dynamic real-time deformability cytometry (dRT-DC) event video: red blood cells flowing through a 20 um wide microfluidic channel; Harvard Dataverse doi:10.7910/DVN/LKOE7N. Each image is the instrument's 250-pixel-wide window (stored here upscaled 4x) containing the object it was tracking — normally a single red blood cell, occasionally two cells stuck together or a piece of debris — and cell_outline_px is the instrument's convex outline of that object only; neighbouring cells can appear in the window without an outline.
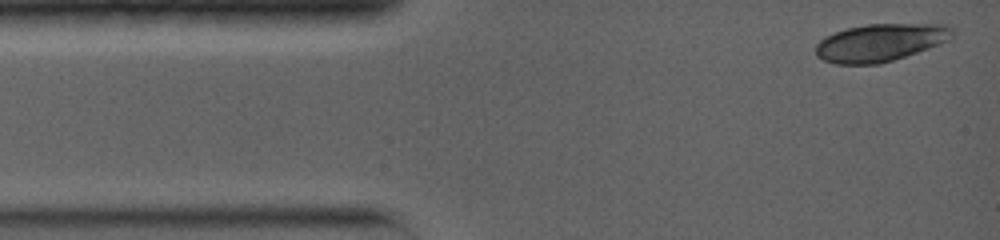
{"species": "common noctule bat (a hibernating species)", "species_latin": "Nyctalus noctula", "temperature_condition": "warm", "stored_images_in_passage": 5, "camera_frame_rate_fps": 5000, "um_per_image_px": 0.085, "animal": {"sex": "female", "body_mass_g": 19.0, "forearm_length_mm": 56.7}, "frame": {"image": 1, "passage_image": 1, "time_ms": 0.0, "image_size_px": [1000, 240], "cell_outline_px": [[956, 28], [952, 40], [880, 64], [836, 64], [824, 60], [816, 56], [816, 44], [824, 36], [848, 28], [868, 24], [948, 24]], "centroid_in_image_um": [74.88, 3.6], "position_along_channel_um": 10.1, "area_um2": 30.11}}